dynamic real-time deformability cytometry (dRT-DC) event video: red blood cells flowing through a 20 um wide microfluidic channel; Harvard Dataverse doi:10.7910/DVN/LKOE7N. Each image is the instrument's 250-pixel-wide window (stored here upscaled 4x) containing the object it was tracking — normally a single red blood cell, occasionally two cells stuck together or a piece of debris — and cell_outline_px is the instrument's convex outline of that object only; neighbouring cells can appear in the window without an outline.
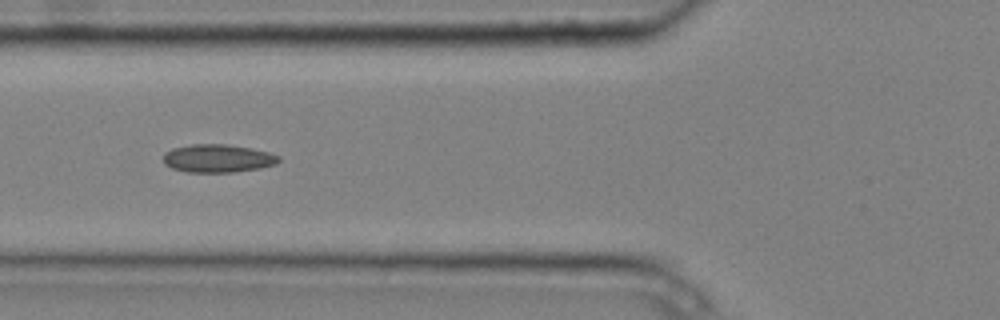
{"species": "common noctule bat (a hibernating species)", "species_latin": "Nyctalus noctula", "temperature_condition": "cold", "stored_images_in_passage": 13, "camera_frame_rate_fps": 3000, "um_per_image_px": 0.085, "animal": {"sex": "male", "body_mass_g": 20.4}, "frame": {"image": 1, "passage_image": 5, "time_ms": 1.333, "image_size_px": [1000, 320], "cell_outline_px": [[280, 160], [276, 164], [260, 168], [232, 172], [184, 172], [172, 168], [164, 164], [164, 152], [172, 148], [192, 144], [228, 144], [252, 148], [268, 152], [280, 156]], "centroid_in_image_um": [18.5, 13.46], "position_along_channel_um": 107.3, "area_um2": 19.02}}
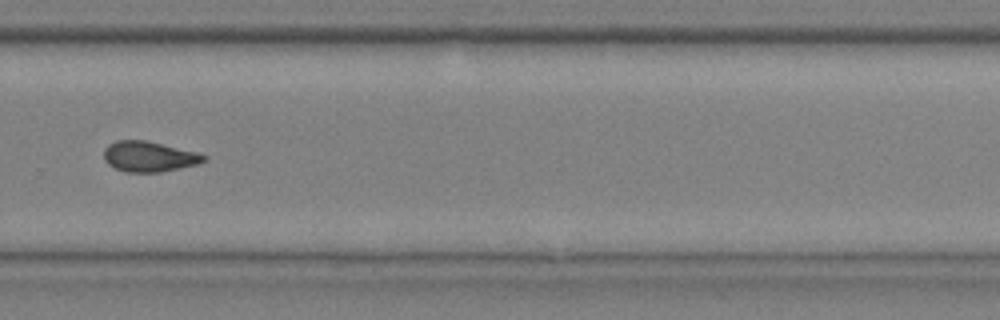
{"frame": {"image": 2, "passage_image": 10, "time_ms": 3.0, "image_size_px": [1000, 320], "cell_outline_px": [[208, 160], [196, 164], [160, 172], [124, 172], [108, 164], [104, 160], [104, 148], [108, 144], [116, 140], [148, 140], [196, 152], [208, 156]], "centroid_in_image_um": [12.65, 13.29], "position_along_channel_um": 317.1, "area_um2": 17.8}}
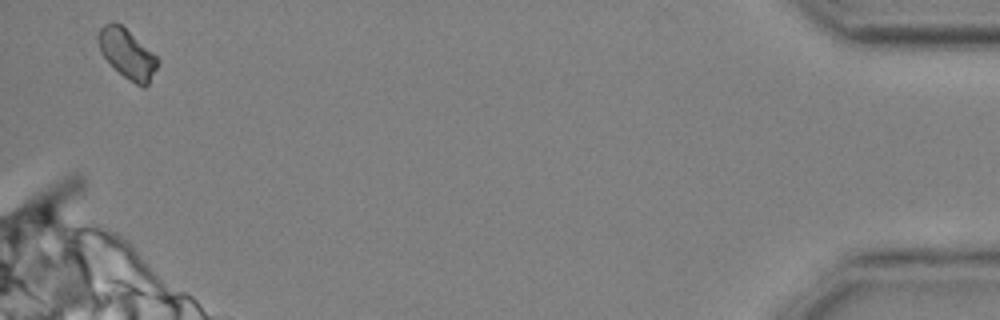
{"frame": {"image": 3, "passage_image": 13, "time_ms": 4.0, "image_size_px": [1000, 320], "cell_outline_px": [[160, 60], [148, 84], [144, 88], [136, 84], [124, 76], [100, 52], [100, 28], [104, 24], [120, 24], [152, 52]], "centroid_in_image_um": [10.86, 4.6], "position_along_channel_um": 424.3, "area_um2": 16.18}}